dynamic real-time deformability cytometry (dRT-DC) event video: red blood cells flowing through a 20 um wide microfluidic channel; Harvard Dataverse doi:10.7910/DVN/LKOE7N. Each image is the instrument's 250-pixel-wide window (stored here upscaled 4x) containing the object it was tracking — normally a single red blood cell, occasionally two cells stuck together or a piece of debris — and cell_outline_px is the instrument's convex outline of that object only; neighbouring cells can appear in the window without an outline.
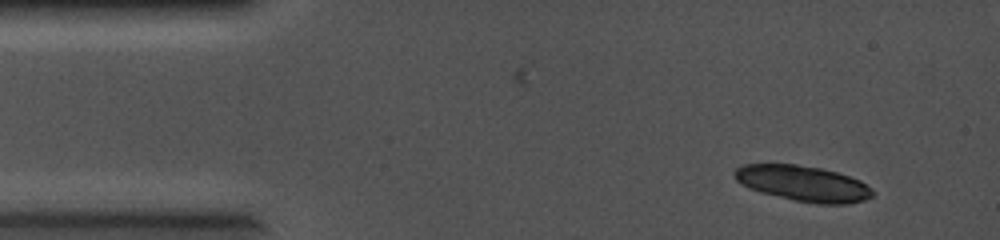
{"species": "common noctule bat (a hibernating species)", "species_latin": "Nyctalus noctula", "temperature_condition": "cold", "stored_images_in_passage": 3, "camera_frame_rate_fps": 5000, "um_per_image_px": 0.085, "animal": {"sex": "female", "body_mass_g": 19.0, "forearm_length_mm": 56.7}, "frame": {"image": 1, "passage_image": 1, "time_ms": 0.0, "image_size_px": [1000, 240], "cell_outline_px": [[876, 192], [872, 196], [864, 200], [848, 204], [816, 204], [796, 200], [760, 192], [748, 188], [736, 180], [732, 172], [736, 168], [744, 164], [796, 164], [820, 168], [836, 172], [860, 180], [872, 188]], "centroid_in_image_um": [68.27, 15.59], "position_along_channel_um": 16.7, "area_um2": 28.73}}